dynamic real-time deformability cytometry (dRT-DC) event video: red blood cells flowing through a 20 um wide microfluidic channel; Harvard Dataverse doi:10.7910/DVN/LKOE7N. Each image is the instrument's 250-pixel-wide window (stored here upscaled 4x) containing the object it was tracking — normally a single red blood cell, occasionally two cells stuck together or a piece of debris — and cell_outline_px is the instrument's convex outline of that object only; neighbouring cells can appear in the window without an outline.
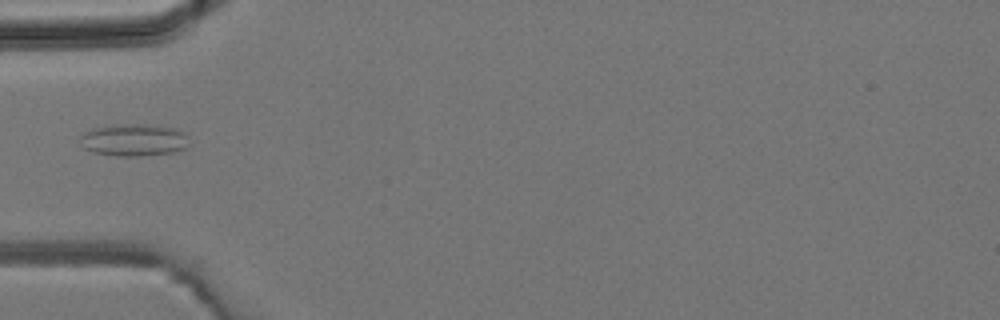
{"species": "common noctule bat (a hibernating species)", "species_latin": "Nyctalus noctula", "temperature_condition": "room temperature", "stored_images_in_passage": 2, "camera_frame_rate_fps": 3000, "um_per_image_px": 0.085, "animal": {"sex": "male", "body_mass_g": 19.2, "forearm_length_mm": 51.8}, "frame": {"image": 1, "passage_image": 2, "time_ms": 1.0, "image_size_px": [1000, 320], "cell_outline_px": [[192, 144], [188, 148], [172, 152], [140, 156], [116, 156], [92, 152], [84, 148], [80, 144], [80, 136], [84, 132], [92, 128], [116, 124], [144, 124], [176, 128], [184, 132]], "centroid_in_image_um": [11.4, 11.9], "position_along_channel_um": 73.6, "area_um2": 20.87}}